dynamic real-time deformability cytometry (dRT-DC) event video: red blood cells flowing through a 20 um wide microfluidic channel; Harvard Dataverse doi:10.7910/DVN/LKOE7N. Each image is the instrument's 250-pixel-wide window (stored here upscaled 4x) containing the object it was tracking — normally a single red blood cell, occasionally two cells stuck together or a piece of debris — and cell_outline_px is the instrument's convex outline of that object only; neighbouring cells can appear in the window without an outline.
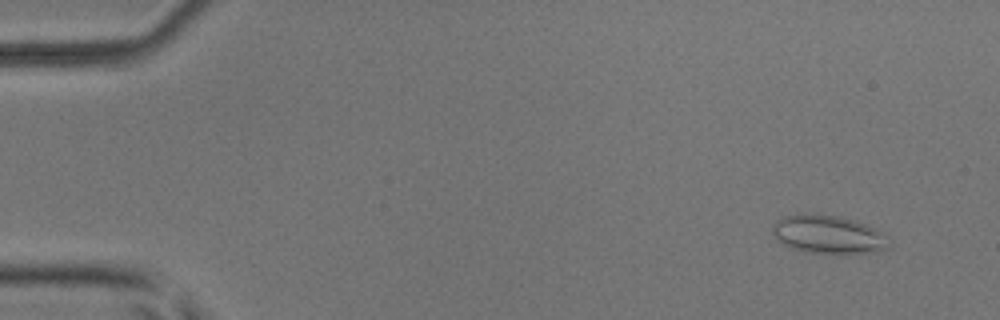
{"species": "common noctule bat (a hibernating species)", "species_latin": "Nyctalus noctula", "temperature_condition": "room temperature", "stored_images_in_passage": 52, "segment_of_instrument_passage": [1, 2], "camera_frame_rate_fps": 3000, "um_per_image_px": 0.085, "animal": {"sex": "male", "body_mass_g": 17.9, "forearm_length_mm": 54.2}, "frame": {"image": 1, "passage_image": 4, "time_ms": 1.0, "image_size_px": [1000, 320], "cell_outline_px": [[892, 248], [876, 252], [808, 252], [792, 248], [776, 240], [772, 232], [772, 224], [776, 220], [784, 216], [840, 216], [856, 220], [884, 232], [888, 236]], "centroid_in_image_um": [70.47, 19.95], "position_along_channel_um": 14.5, "area_um2": 25.55}}
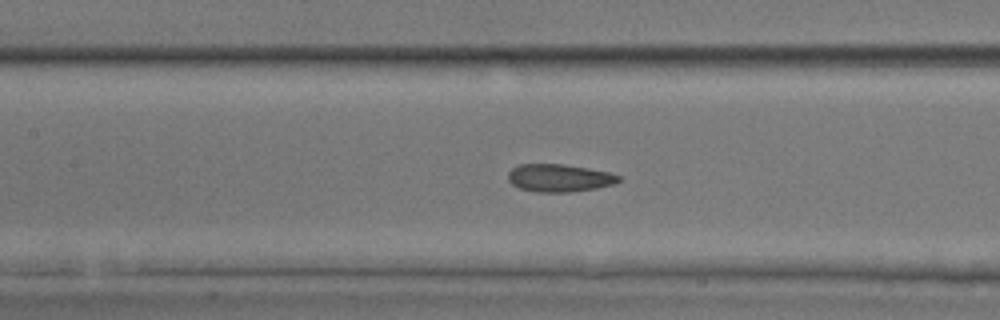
{"frame": {"image": 2, "passage_image": 24, "time_ms": 7.667, "image_size_px": [1000, 320], "cell_outline_px": [[620, 180], [612, 184], [596, 188], [568, 192], [536, 192], [520, 188], [512, 184], [508, 180], [508, 172], [512, 168], [520, 164], [564, 164], [588, 168], [608, 172], [620, 176]], "centroid_in_image_um": [47.5, 15.12], "position_along_channel_um": 159.9, "area_um2": 17.74}}
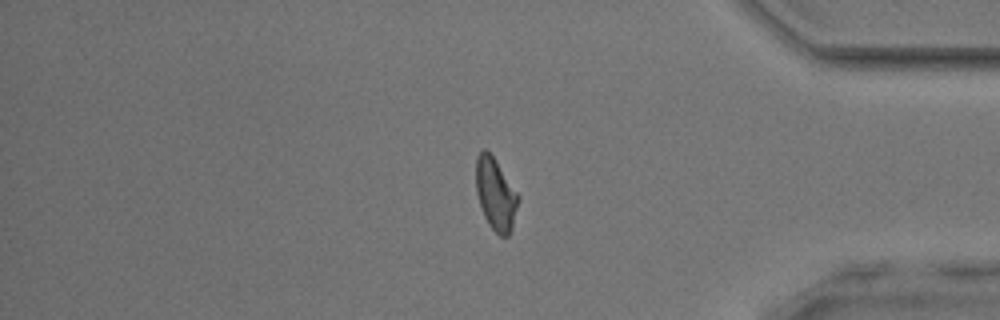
{"frame": {"image": 3, "passage_image": 43, "time_ms": 14.0, "image_size_px": [1000, 320], "cell_outline_px": [[520, 196], [512, 228], [508, 236], [500, 236], [488, 224], [484, 216], [476, 192], [476, 156], [484, 148], [492, 156]], "centroid_in_image_um": [42.12, 16.52], "position_along_channel_um": 393.1, "area_um2": 17.51}}